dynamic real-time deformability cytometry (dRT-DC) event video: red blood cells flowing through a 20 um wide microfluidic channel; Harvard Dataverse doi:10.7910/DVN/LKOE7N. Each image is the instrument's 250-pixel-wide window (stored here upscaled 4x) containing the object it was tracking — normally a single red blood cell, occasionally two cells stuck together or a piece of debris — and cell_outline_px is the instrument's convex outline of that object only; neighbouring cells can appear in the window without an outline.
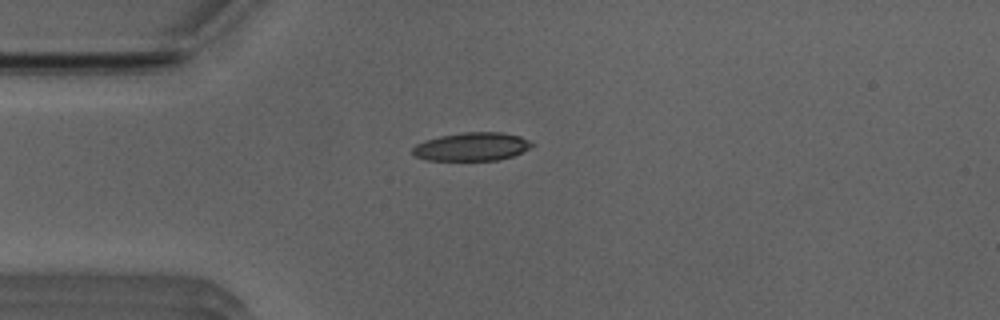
{"species": "Egyptian fruit bat (a non-hibernating species)", "species_latin": "Rousettus aegyptiacus", "temperature_condition": "room temperature", "stored_images_in_passage": 34, "camera_frame_rate_fps": 3000, "um_per_image_px": 0.085, "animal": {"sex": "male"}, "frame": {"image": 1, "passage_image": 1, "time_ms": 0.0, "image_size_px": [1000, 320], "cell_outline_px": [[536, 144], [512, 156], [496, 160], [424, 160], [416, 156], [412, 152], [412, 148], [416, 144], [424, 140], [440, 136], [460, 132], [500, 132], [520, 136]], "centroid_in_image_um": [40.07, 12.46], "position_along_channel_um": 44.9, "area_um2": 19.65}}
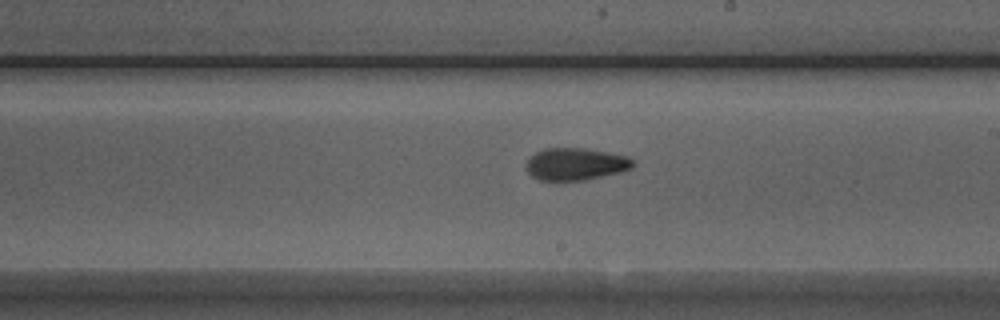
{"frame": {"image": 2, "passage_image": 17, "time_ms": 5.333, "image_size_px": [1000, 320], "cell_outline_px": [[632, 168], [620, 172], [584, 180], [540, 180], [532, 176], [524, 168], [528, 160], [536, 152], [544, 148], [588, 148], [628, 156], [632, 160]], "centroid_in_image_um": [48.91, 13.94], "position_along_channel_um": 240.1, "area_um2": 20.0}}
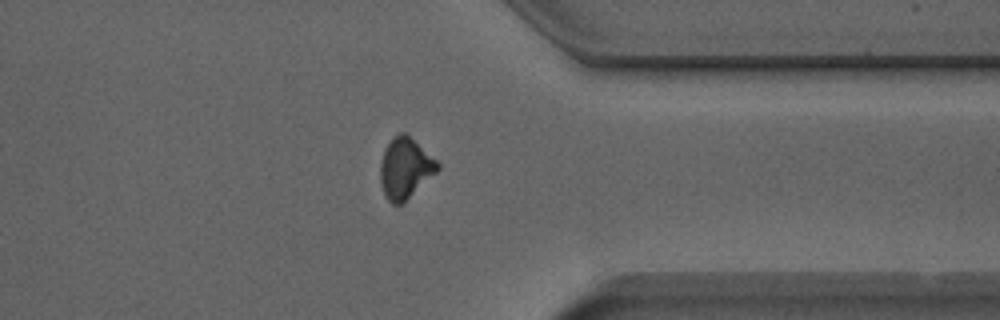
{"frame": {"image": 3, "passage_image": 28, "time_ms": 9.0, "image_size_px": [1000, 320], "cell_outline_px": [[440, 168], [436, 172], [400, 204], [392, 204], [384, 196], [380, 180], [380, 164], [384, 148], [400, 132], [404, 132], [436, 160], [440, 164]], "centroid_in_image_um": [34.41, 14.3], "position_along_channel_um": 377.0, "area_um2": 19.65}, "authors_computed_cell_mechanics": {"area_um2": 19.941, "velocity_mm_per_s": 3.9496, "shape_relaxation_time_tau1_ms": 9.893, "shape_relaxation_time_tau2_ms": 2.897, "deformation_change_tau1": 0.2275, "deformation_change_tau2": 0.1013}}